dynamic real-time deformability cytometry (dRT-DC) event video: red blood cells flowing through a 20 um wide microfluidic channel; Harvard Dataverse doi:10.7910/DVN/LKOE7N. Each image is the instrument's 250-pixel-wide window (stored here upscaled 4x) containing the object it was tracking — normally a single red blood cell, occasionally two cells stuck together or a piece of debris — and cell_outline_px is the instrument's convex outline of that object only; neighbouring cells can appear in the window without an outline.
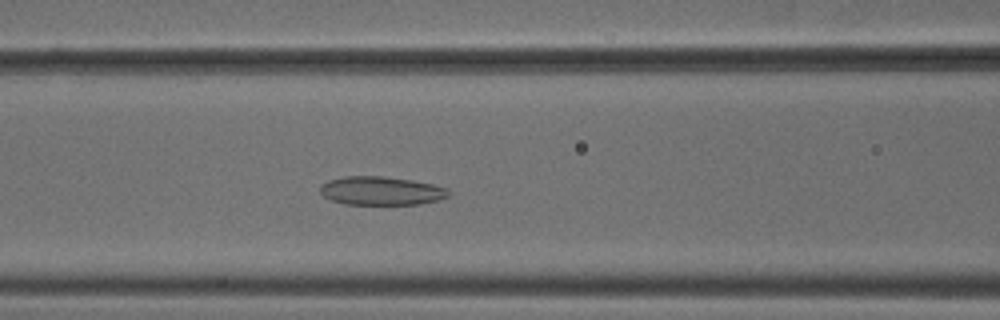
{"species": "common noctule bat (a hibernating species)", "species_latin": "Nyctalus noctula", "temperature_condition": "cold", "stored_images_in_passage": 52, "camera_frame_rate_fps": 3000, "um_per_image_px": 0.085, "animal": {"sex": "male", "body_mass_g": 18.8}, "frame": {"image": 1, "passage_image": 21, "time_ms": 6.667, "image_size_px": [1000, 320], "cell_outline_px": [[452, 192], [448, 196], [440, 200], [420, 204], [344, 204], [332, 200], [324, 196], [320, 192], [320, 188], [328, 180], [344, 176], [384, 176], [412, 180], [432, 184], [448, 188]], "centroid_in_image_um": [32.45, 16.22], "position_along_channel_um": 134.2, "area_um2": 21.44}}
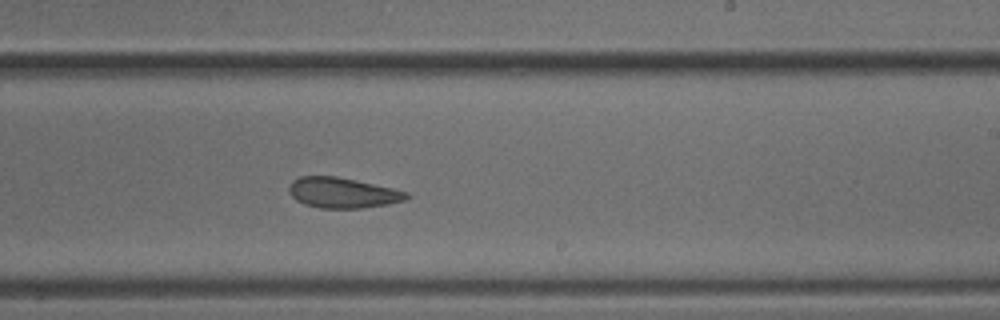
{"frame": {"image": 2, "passage_image": 31, "time_ms": 10.0, "image_size_px": [1000, 320], "cell_outline_px": [[412, 196], [404, 200], [388, 204], [360, 208], [320, 208], [304, 204], [296, 200], [288, 192], [288, 188], [292, 180], [300, 176], [336, 176], [356, 180], [392, 188], [408, 192]], "centroid_in_image_um": [29.1, 16.38], "position_along_channel_um": 259.9, "area_um2": 20.87}}
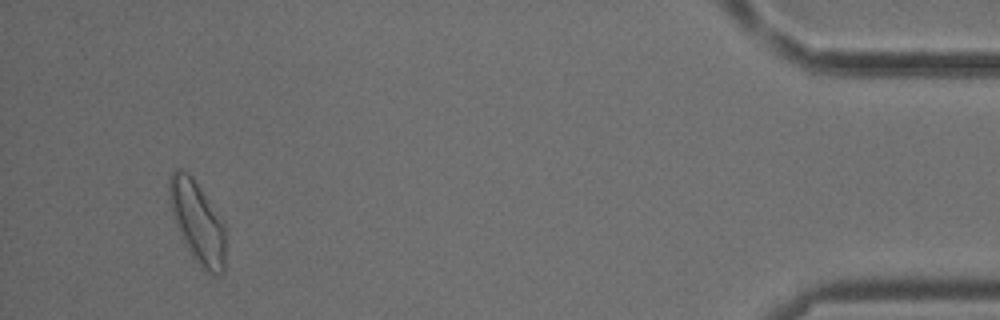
{"frame": {"image": 3, "passage_image": 49, "time_ms": 16.0, "image_size_px": [1000, 320], "cell_outline_px": [[228, 240], [224, 272], [216, 276], [212, 276], [200, 268], [192, 256], [180, 236], [172, 216], [168, 196], [168, 180], [172, 172], [176, 168], [180, 168], [188, 172], [192, 176], [224, 220], [228, 228]], "centroid_in_image_um": [16.84, 18.92], "position_along_channel_um": 418.4, "area_um2": 28.32}, "authors_computed_cell_mechanics": {"area_um2": 23.12, "velocity_mm_per_s": 3.7769, "shape_relaxation_time_tau1_ms": null, "shape_relaxation_time_tau2_ms": 2.5346, "deformation_change_tau1": null, "deformation_change_tau2": 0.093}}